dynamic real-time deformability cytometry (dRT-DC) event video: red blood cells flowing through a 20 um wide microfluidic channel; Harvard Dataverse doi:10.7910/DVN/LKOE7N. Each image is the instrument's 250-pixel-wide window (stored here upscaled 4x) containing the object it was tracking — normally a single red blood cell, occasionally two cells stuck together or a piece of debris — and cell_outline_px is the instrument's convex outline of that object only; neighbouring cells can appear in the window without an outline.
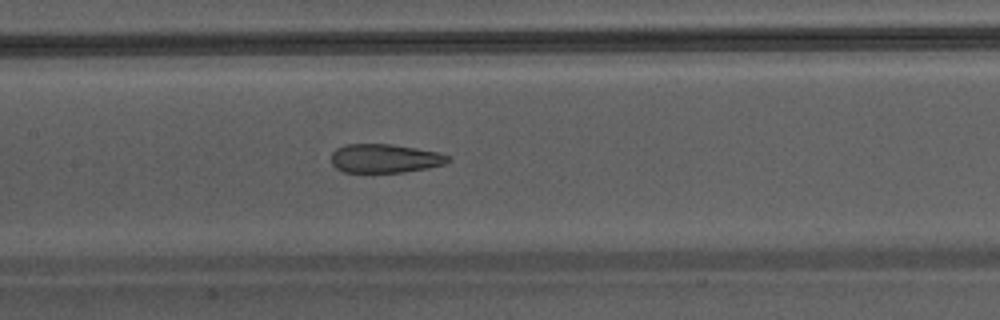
{"species": "Egyptian fruit bat (a non-hibernating species)", "species_latin": "Rousettus aegyptiacus", "temperature_condition": "warm", "stored_images_in_passage": 42, "camera_frame_rate_fps": 3000, "um_per_image_px": 0.085, "animal": {"sex": "male"}, "frame": {"image": 1, "passage_image": 24, "time_ms": 7.667, "image_size_px": [1000, 320], "cell_outline_px": [[452, 160], [444, 164], [428, 168], [404, 172], [344, 172], [336, 168], [332, 164], [332, 152], [336, 148], [344, 144], [392, 144], [416, 148], [436, 152], [452, 156]], "centroid_in_image_um": [32.73, 13.46], "position_along_channel_um": 174.7, "area_um2": 19.71}}